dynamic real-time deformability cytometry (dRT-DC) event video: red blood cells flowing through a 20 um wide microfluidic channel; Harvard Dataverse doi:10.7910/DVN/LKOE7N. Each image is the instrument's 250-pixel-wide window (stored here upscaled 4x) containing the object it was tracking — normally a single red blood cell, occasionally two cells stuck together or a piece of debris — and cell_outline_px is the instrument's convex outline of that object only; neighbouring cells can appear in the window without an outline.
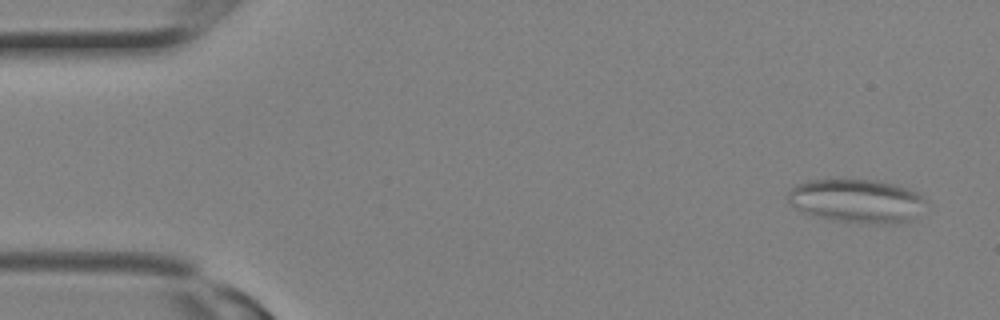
{"species": "Egyptian fruit bat (a non-hibernating species)", "species_latin": "Rousettus aegyptiacus", "temperature_condition": "room temperature", "stored_images_in_passage": 3, "camera_frame_rate_fps": 3000, "um_per_image_px": 0.085, "animal": {"sex": "female"}, "frame": {"image": 1, "passage_image": 1, "time_ms": 0.0, "image_size_px": [1000, 320], "cell_outline_px": [[928, 200], [908, 220], [832, 220], [800, 212], [788, 204], [788, 192], [796, 184], [808, 180], [876, 180], [896, 184], [920, 192]], "centroid_in_image_um": [72.72, 17.0], "position_along_channel_um": 12.3, "area_um2": 33.81}}